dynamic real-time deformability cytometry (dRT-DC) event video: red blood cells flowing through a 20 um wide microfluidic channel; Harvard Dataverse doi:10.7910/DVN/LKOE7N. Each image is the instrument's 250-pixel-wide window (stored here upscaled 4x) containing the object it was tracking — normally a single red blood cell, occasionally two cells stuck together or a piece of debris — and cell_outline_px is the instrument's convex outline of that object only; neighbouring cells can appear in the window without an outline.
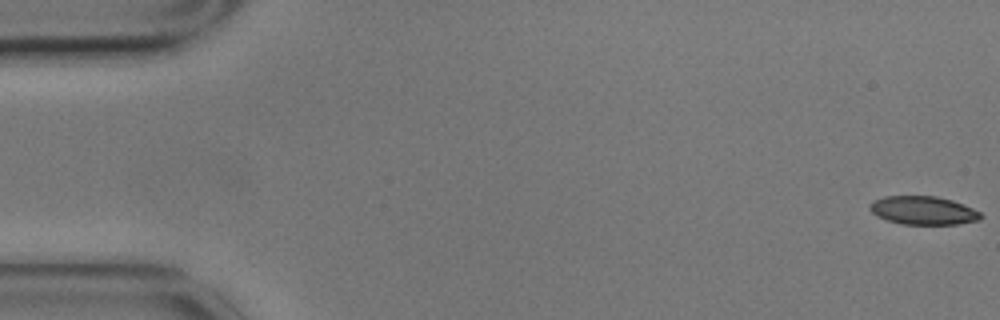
{"species": "common noctule bat (a hibernating species)", "species_latin": "Nyctalus noctula", "temperature_condition": "cold", "stored_images_in_passage": 57, "camera_frame_rate_fps": 3000, "um_per_image_px": 0.085, "animal": {"sex": "male", "body_mass_g": 17.9}, "frame": {"image": 1, "passage_image": 1, "time_ms": 0.0, "image_size_px": [1000, 320], "cell_outline_px": [[984, 216], [980, 220], [956, 224], [900, 224], [876, 216], [868, 208], [868, 204], [872, 200], [884, 196], [936, 196], [952, 200], [972, 208], [980, 212]], "centroid_in_image_um": [78.44, 17.88], "position_along_channel_um": 6.6, "area_um2": 18.5}}
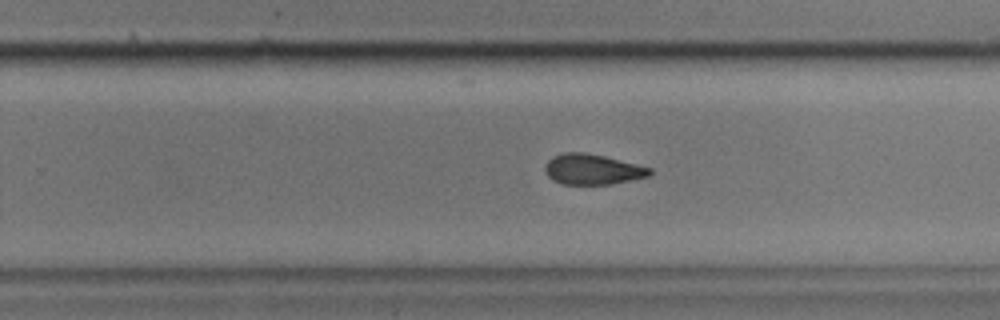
{"frame": {"image": 2, "passage_image": 36, "time_ms": 11.667, "image_size_px": [1000, 320], "cell_outline_px": [[652, 172], [648, 176], [612, 184], [560, 184], [552, 180], [544, 172], [544, 168], [548, 160], [552, 156], [564, 152], [584, 152], [604, 156], [652, 168]], "centroid_in_image_um": [50.31, 14.39], "position_along_channel_um": 279.5, "area_um2": 18.61}}
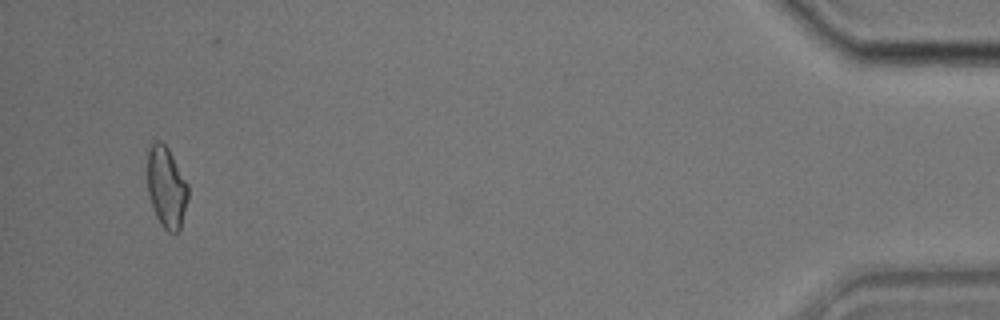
{"frame": {"image": 3, "passage_image": 55, "time_ms": 18.0, "image_size_px": [1000, 320], "cell_outline_px": [[188, 200], [180, 228], [176, 232], [168, 232], [160, 224], [156, 216], [148, 196], [148, 148], [152, 140], [160, 140], [168, 148], [188, 184]], "centroid_in_image_um": [14.14, 15.9], "position_along_channel_um": 421.1, "area_um2": 19.31}, "authors_computed_cell_mechanics": {"area_um2": 19.3052, "velocity_mm_per_s": 3.4867, "shape_relaxation_time_tau1_ms": 5.5906, "shape_relaxation_time_tau2_ms": 2.3875, "deformation_change_tau1": 0.1233, "deformation_change_tau2": 0.0794}}